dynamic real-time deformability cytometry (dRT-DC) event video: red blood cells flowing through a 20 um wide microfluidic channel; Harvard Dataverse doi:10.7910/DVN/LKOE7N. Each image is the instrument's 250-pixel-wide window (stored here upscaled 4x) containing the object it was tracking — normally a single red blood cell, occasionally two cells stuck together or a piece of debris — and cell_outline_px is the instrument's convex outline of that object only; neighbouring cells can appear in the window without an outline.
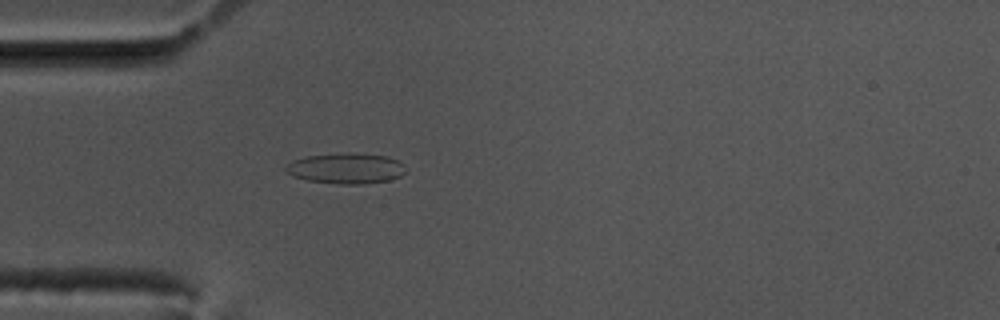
{"species": "common noctule bat (a hibernating species)", "species_latin": "Nyctalus noctula", "temperature_condition": "cold", "stored_images_in_passage": 49, "camera_frame_rate_fps": 3000, "um_per_image_px": 0.085, "animal": {"sex": "male", "body_mass_g": 17.5, "forearm_length_mm": 52.3}, "frame": {"image": 1, "passage_image": 8, "time_ms": 2.333, "image_size_px": [1000, 320], "cell_outline_px": [[408, 168], [400, 176], [388, 180], [364, 184], [336, 184], [308, 180], [292, 176], [284, 168], [292, 160], [308, 156], [352, 152], [388, 156], [404, 164]], "centroid_in_image_um": [29.44, 14.31], "position_along_channel_um": 55.6, "area_um2": 21.44}}
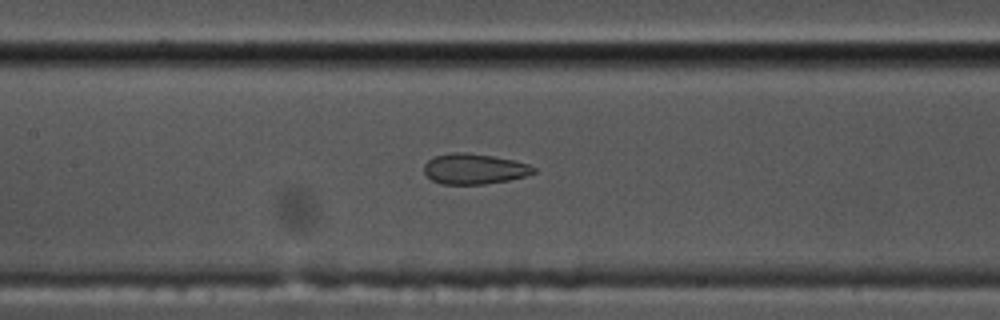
{"frame": {"image": 2, "passage_image": 18, "time_ms": 5.667, "image_size_px": [1000, 320], "cell_outline_px": [[536, 172], [524, 176], [508, 180], [484, 184], [440, 184], [432, 180], [424, 172], [424, 164], [432, 156], [452, 152], [464, 152], [492, 156], [512, 160], [528, 164], [536, 168]], "centroid_in_image_um": [40.27, 14.35], "position_along_channel_um": 167.1, "area_um2": 19.42}}
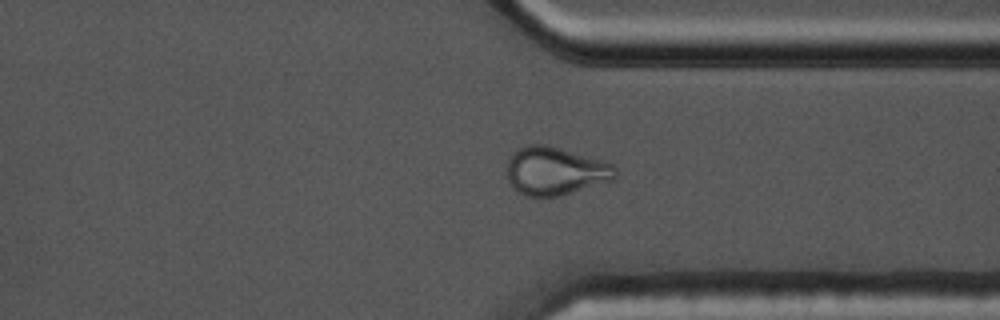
{"frame": {"image": 3, "passage_image": 35, "time_ms": 11.333, "image_size_px": [1000, 320], "cell_outline_px": [[616, 176], [612, 180], [560, 196], [528, 196], [520, 192], [508, 180], [508, 160], [512, 152], [516, 148], [528, 144], [544, 144], [560, 148], [612, 164], [616, 168]], "centroid_in_image_um": [47.18, 14.52], "position_along_channel_um": 364.2, "area_um2": 30.0}, "authors_computed_cell_mechanics": {"area_um2": 21.4438, "velocity_mm_per_s": 3.4915, "shape_relaxation_time_tau1_ms": null, "shape_relaxation_time_tau2_ms": 1.5943, "deformation_change_tau1": null, "deformation_change_tau2": 0.0701}}